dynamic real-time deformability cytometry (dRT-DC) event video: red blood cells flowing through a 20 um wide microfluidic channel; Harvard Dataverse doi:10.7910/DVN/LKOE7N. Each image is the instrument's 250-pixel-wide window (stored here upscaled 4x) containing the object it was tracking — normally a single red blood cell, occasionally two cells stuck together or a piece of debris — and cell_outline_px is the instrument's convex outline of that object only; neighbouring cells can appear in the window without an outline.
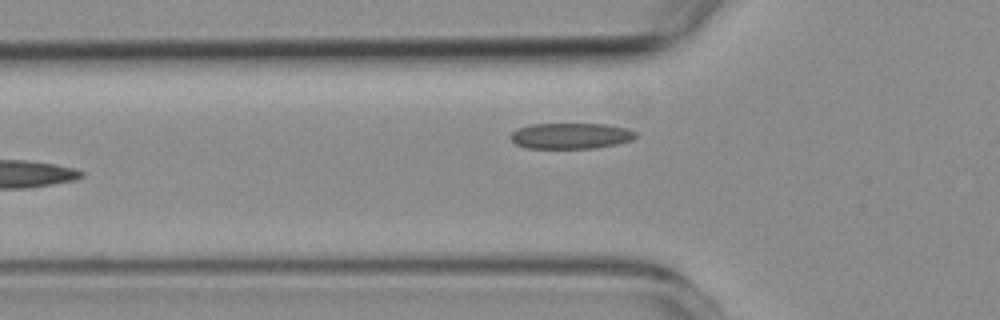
{"species": "common noctule bat (a hibernating species)", "species_latin": "Nyctalus noctula", "temperature_condition": "room temperature", "stored_images_in_passage": 4, "segment_of_instrument_passage": [1, 2], "camera_frame_rate_fps": 3000, "um_per_image_px": 0.085, "animal": {"sex": "female", "body_mass_g": 19.3, "forearm_length_mm": 54.1}, "frame": {"image": 1, "passage_image": 2, "time_ms": 1.333, "image_size_px": [1000, 320], "cell_outline_px": [[636, 136], [632, 140], [620, 144], [596, 148], [524, 148], [516, 144], [512, 140], [512, 132], [516, 128], [528, 124], [608, 124], [628, 128], [636, 132]], "centroid_in_image_um": [48.54, 11.54], "position_along_channel_um": 77.3, "area_um2": 19.07}}
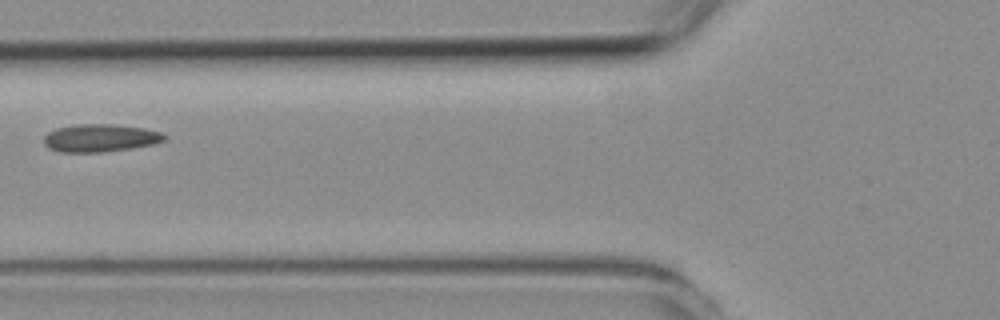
{"frame": {"image": 2, "passage_image": 3, "time_ms": 2.333, "image_size_px": [1000, 320], "cell_outline_px": [[168, 136], [164, 140], [152, 144], [128, 148], [100, 152], [60, 152], [48, 148], [44, 144], [44, 136], [48, 132], [56, 128], [76, 124], [112, 124], [144, 128], [160, 132]], "centroid_in_image_um": [8.47, 11.72], "position_along_channel_um": 117.3, "area_um2": 19.36}}